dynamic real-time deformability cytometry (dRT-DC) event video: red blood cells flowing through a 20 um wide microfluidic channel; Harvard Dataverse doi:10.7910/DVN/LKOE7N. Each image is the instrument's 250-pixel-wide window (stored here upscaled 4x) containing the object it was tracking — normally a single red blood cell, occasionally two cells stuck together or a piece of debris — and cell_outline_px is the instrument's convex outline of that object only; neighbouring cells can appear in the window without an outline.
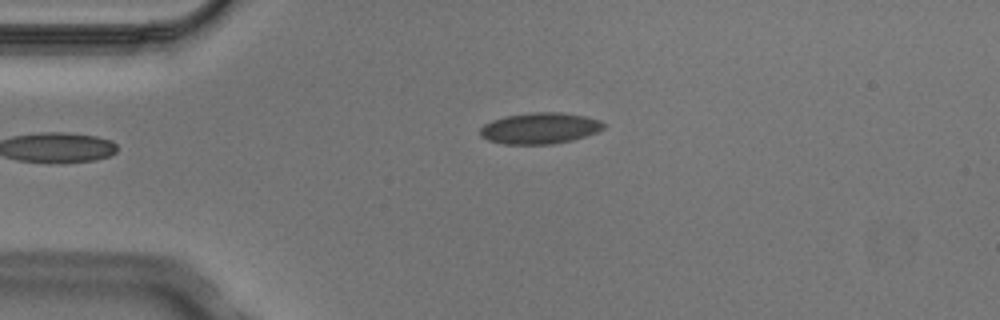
{"species": "Egyptian fruit bat (a non-hibernating species)", "species_latin": "Rousettus aegyptiacus", "temperature_condition": "cold", "stored_images_in_passage": 4, "camera_frame_rate_fps": 3000, "um_per_image_px": 0.085, "animal": {"sex": "male"}, "frame": {"image": 1, "passage_image": 1, "time_ms": 0.0, "image_size_px": [1000, 320], "cell_outline_px": [[604, 128], [596, 132], [572, 140], [552, 144], [504, 144], [488, 140], [480, 136], [480, 128], [484, 124], [492, 120], [508, 116], [532, 112], [564, 112], [584, 116], [600, 120], [604, 124]], "centroid_in_image_um": [45.87, 10.9], "position_along_channel_um": 39.1, "area_um2": 22.31}}
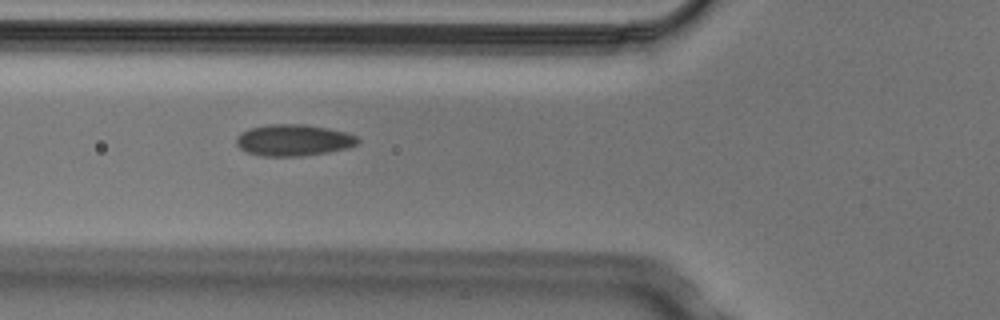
{"frame": {"image": 2, "passage_image": 3, "time_ms": 0.667, "image_size_px": [1000, 320], "cell_outline_px": [[360, 140], [356, 144], [348, 148], [328, 152], [300, 156], [260, 156], [248, 152], [240, 148], [236, 144], [236, 136], [240, 132], [248, 128], [272, 124], [304, 124], [328, 128], [344, 132], [356, 136]], "centroid_in_image_um": [24.91, 11.91], "position_along_channel_um": 100.9, "area_um2": 22.31}}
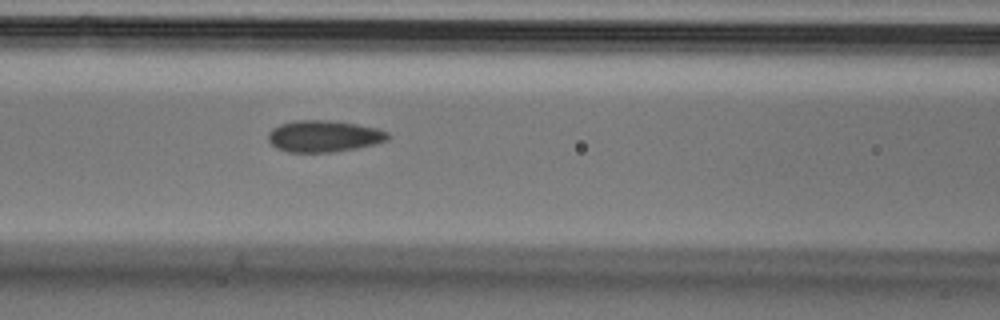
{"frame": {"image": 3, "passage_image": 4, "time_ms": 1.0, "image_size_px": [1000, 320], "cell_outline_px": [[388, 140], [376, 144], [356, 148], [332, 152], [288, 152], [276, 148], [268, 140], [268, 132], [272, 128], [280, 124], [292, 120], [328, 120], [356, 124], [376, 128], [388, 132]], "centroid_in_image_um": [27.5, 11.57], "position_along_channel_um": 139.1, "area_um2": 22.08}}